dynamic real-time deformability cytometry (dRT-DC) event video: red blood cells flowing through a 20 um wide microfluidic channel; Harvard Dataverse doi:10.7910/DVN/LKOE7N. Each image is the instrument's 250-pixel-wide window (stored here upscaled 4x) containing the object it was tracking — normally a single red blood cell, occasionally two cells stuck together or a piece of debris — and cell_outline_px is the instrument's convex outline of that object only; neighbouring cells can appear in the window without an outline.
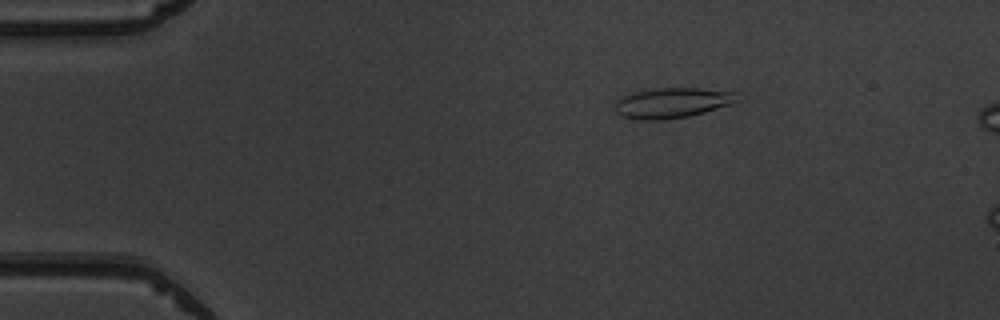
{"species": "common noctule bat (a hibernating species)", "species_latin": "Nyctalus noctula", "temperature_condition": "warm", "stored_images_in_passage": 5, "camera_frame_rate_fps": 3000, "um_per_image_px": 0.085, "animal": {"sex": "male", "body_mass_g": 19.5, "forearm_length_mm": 54.6}, "frame": {"image": 1, "passage_image": 3, "time_ms": 2.333, "image_size_px": [1000, 320], "cell_outline_px": [[736, 100], [732, 104], [704, 112], [688, 116], [660, 120], [644, 120], [620, 116], [616, 112], [616, 100], [624, 96], [636, 92], [656, 88], [696, 88], [736, 92]], "centroid_in_image_um": [57.12, 8.74], "position_along_channel_um": 27.9, "area_um2": 21.21}}